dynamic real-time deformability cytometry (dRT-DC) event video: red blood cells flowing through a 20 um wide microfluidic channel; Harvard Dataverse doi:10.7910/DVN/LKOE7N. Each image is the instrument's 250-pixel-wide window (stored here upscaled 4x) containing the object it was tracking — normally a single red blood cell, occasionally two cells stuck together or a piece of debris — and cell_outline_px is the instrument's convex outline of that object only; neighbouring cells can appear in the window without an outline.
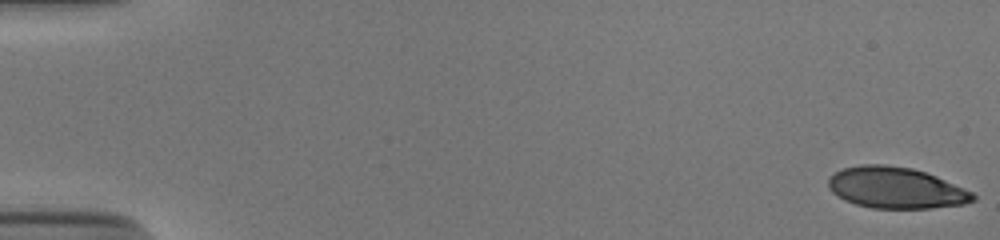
{"species": "human", "species_latin": "Homo sapiens", "temperature_condition": "cold", "stored_images_in_passage": 54, "camera_frame_rate_fps": 3000, "um_per_image_px": 0.085, "donor": {"sex": "male"}, "frame": {"image": 1, "passage_image": 1, "time_ms": 0.0, "image_size_px": [1000, 240], "cell_outline_px": [[976, 200], [964, 204], [928, 208], [872, 208], [856, 204], [844, 200], [832, 192], [828, 188], [828, 176], [844, 168], [860, 164], [884, 164], [912, 168], [936, 176], [972, 192], [976, 196]], "centroid_in_image_um": [76.12, 15.96], "position_along_channel_um": 8.9, "area_um2": 34.68}}
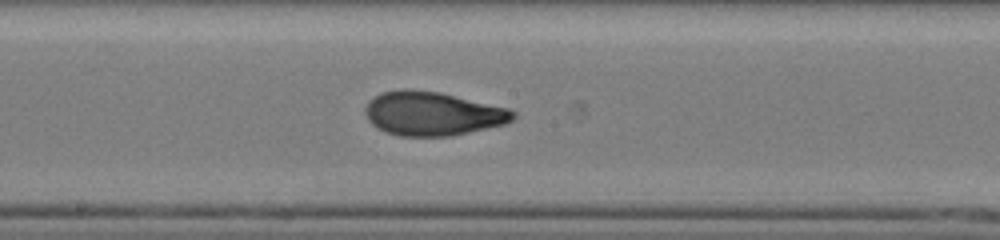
{"frame": {"image": 2, "passage_image": 30, "time_ms": 9.667, "image_size_px": [1000, 240], "cell_outline_px": [[516, 116], [512, 120], [504, 124], [452, 136], [400, 136], [384, 132], [376, 128], [368, 120], [364, 112], [364, 108], [368, 100], [384, 92], [404, 88], [440, 92], [508, 108], [516, 112]], "centroid_in_image_um": [36.73, 9.66], "position_along_channel_um": 211.5, "area_um2": 37.92}}
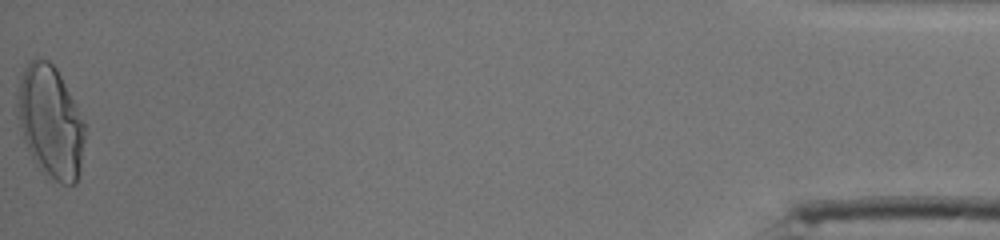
{"frame": {"image": 3, "passage_image": 54, "time_ms": 17.667, "image_size_px": [1000, 240], "cell_outline_px": [[84, 140], [80, 172], [76, 184], [60, 184], [44, 176], [36, 164], [24, 140], [20, 124], [16, 104], [20, 80], [24, 68], [36, 56], [48, 60], [56, 68], [84, 120]], "centroid_in_image_um": [4.3, 10.39], "position_along_channel_um": 430.9, "area_um2": 43.93}, "authors_computed_cell_mechanics": {"area_um2": 36.4718, "velocity_mm_per_s": 3.8572, "shape_relaxation_time_tau1_ms": 6.9505, "shape_relaxation_time_tau2_ms": 0.9986, "deformation_change_tau1": 0.2499, "deformation_change_tau2": 0.0675}}